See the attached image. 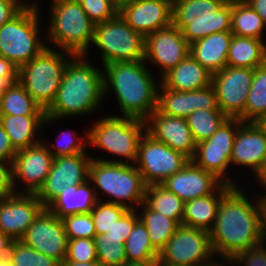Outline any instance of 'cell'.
Returning a JSON list of instances; mask_svg holds the SVG:
<instances>
[{
  "label": "cell",
  "instance_id": "e575fe53",
  "mask_svg": "<svg viewBox=\"0 0 266 266\" xmlns=\"http://www.w3.org/2000/svg\"><path fill=\"white\" fill-rule=\"evenodd\" d=\"M124 247L129 263L156 261L159 256V252L150 243L147 228L140 219L135 223Z\"/></svg>",
  "mask_w": 266,
  "mask_h": 266
},
{
  "label": "cell",
  "instance_id": "8fae6325",
  "mask_svg": "<svg viewBox=\"0 0 266 266\" xmlns=\"http://www.w3.org/2000/svg\"><path fill=\"white\" fill-rule=\"evenodd\" d=\"M144 133L138 145L136 162L139 165L136 168L146 186L162 184L168 177L181 171L190 159Z\"/></svg>",
  "mask_w": 266,
  "mask_h": 266
},
{
  "label": "cell",
  "instance_id": "836d02e7",
  "mask_svg": "<svg viewBox=\"0 0 266 266\" xmlns=\"http://www.w3.org/2000/svg\"><path fill=\"white\" fill-rule=\"evenodd\" d=\"M141 222L147 228L148 237L152 246L159 252L176 232L180 224L161 213L152 210L147 204Z\"/></svg>",
  "mask_w": 266,
  "mask_h": 266
},
{
  "label": "cell",
  "instance_id": "7402d4cb",
  "mask_svg": "<svg viewBox=\"0 0 266 266\" xmlns=\"http://www.w3.org/2000/svg\"><path fill=\"white\" fill-rule=\"evenodd\" d=\"M153 123L146 127V133L153 139L162 142L173 150L183 153L190 160L196 150V143L193 139L187 120L179 117H171L160 113L157 109L149 115Z\"/></svg>",
  "mask_w": 266,
  "mask_h": 266
},
{
  "label": "cell",
  "instance_id": "f1b7e54d",
  "mask_svg": "<svg viewBox=\"0 0 266 266\" xmlns=\"http://www.w3.org/2000/svg\"><path fill=\"white\" fill-rule=\"evenodd\" d=\"M45 115H0V124L8 134L16 151L37 145L33 136L43 124Z\"/></svg>",
  "mask_w": 266,
  "mask_h": 266
},
{
  "label": "cell",
  "instance_id": "7c38bea8",
  "mask_svg": "<svg viewBox=\"0 0 266 266\" xmlns=\"http://www.w3.org/2000/svg\"><path fill=\"white\" fill-rule=\"evenodd\" d=\"M211 255L209 232L180 225L159 251L158 259L176 266H207L213 263Z\"/></svg>",
  "mask_w": 266,
  "mask_h": 266
},
{
  "label": "cell",
  "instance_id": "83f0119b",
  "mask_svg": "<svg viewBox=\"0 0 266 266\" xmlns=\"http://www.w3.org/2000/svg\"><path fill=\"white\" fill-rule=\"evenodd\" d=\"M231 187L232 185L223 183L216 190L219 191V197L211 194L184 202L182 225L210 232L213 228L210 223L215 224L220 200Z\"/></svg>",
  "mask_w": 266,
  "mask_h": 266
},
{
  "label": "cell",
  "instance_id": "681fc988",
  "mask_svg": "<svg viewBox=\"0 0 266 266\" xmlns=\"http://www.w3.org/2000/svg\"><path fill=\"white\" fill-rule=\"evenodd\" d=\"M68 136H65L66 137L65 144L63 145L59 144L58 146L56 145L57 148L55 151H51L49 149V152L54 156V158L59 157V156H73L79 153H85V149L83 145L86 141H83V140L81 141L80 139L78 143H75L72 139H70L71 136L69 138Z\"/></svg>",
  "mask_w": 266,
  "mask_h": 266
},
{
  "label": "cell",
  "instance_id": "6f0895ef",
  "mask_svg": "<svg viewBox=\"0 0 266 266\" xmlns=\"http://www.w3.org/2000/svg\"><path fill=\"white\" fill-rule=\"evenodd\" d=\"M123 266H155V261H145V262H138V263L126 262Z\"/></svg>",
  "mask_w": 266,
  "mask_h": 266
},
{
  "label": "cell",
  "instance_id": "ffe728a7",
  "mask_svg": "<svg viewBox=\"0 0 266 266\" xmlns=\"http://www.w3.org/2000/svg\"><path fill=\"white\" fill-rule=\"evenodd\" d=\"M164 93L159 94L157 110L167 116L186 119L195 110H220L213 85L200 90L175 91L161 87Z\"/></svg>",
  "mask_w": 266,
  "mask_h": 266
},
{
  "label": "cell",
  "instance_id": "e0dca14e",
  "mask_svg": "<svg viewBox=\"0 0 266 266\" xmlns=\"http://www.w3.org/2000/svg\"><path fill=\"white\" fill-rule=\"evenodd\" d=\"M43 209L36 194L15 193L1 198L0 230L13 241H19Z\"/></svg>",
  "mask_w": 266,
  "mask_h": 266
},
{
  "label": "cell",
  "instance_id": "1f68e13d",
  "mask_svg": "<svg viewBox=\"0 0 266 266\" xmlns=\"http://www.w3.org/2000/svg\"><path fill=\"white\" fill-rule=\"evenodd\" d=\"M266 22L244 0H232L231 32L233 35L260 39Z\"/></svg>",
  "mask_w": 266,
  "mask_h": 266
},
{
  "label": "cell",
  "instance_id": "9f6ffc18",
  "mask_svg": "<svg viewBox=\"0 0 266 266\" xmlns=\"http://www.w3.org/2000/svg\"><path fill=\"white\" fill-rule=\"evenodd\" d=\"M256 175L257 178L262 182V184L266 186V161Z\"/></svg>",
  "mask_w": 266,
  "mask_h": 266
},
{
  "label": "cell",
  "instance_id": "91938a15",
  "mask_svg": "<svg viewBox=\"0 0 266 266\" xmlns=\"http://www.w3.org/2000/svg\"><path fill=\"white\" fill-rule=\"evenodd\" d=\"M256 123L266 134V115L261 117Z\"/></svg>",
  "mask_w": 266,
  "mask_h": 266
},
{
  "label": "cell",
  "instance_id": "6125c7cd",
  "mask_svg": "<svg viewBox=\"0 0 266 266\" xmlns=\"http://www.w3.org/2000/svg\"><path fill=\"white\" fill-rule=\"evenodd\" d=\"M155 266H176V265H172V264H169V263H165V262L157 259L155 261Z\"/></svg>",
  "mask_w": 266,
  "mask_h": 266
},
{
  "label": "cell",
  "instance_id": "ee69618b",
  "mask_svg": "<svg viewBox=\"0 0 266 266\" xmlns=\"http://www.w3.org/2000/svg\"><path fill=\"white\" fill-rule=\"evenodd\" d=\"M134 209H129L115 224L102 234L103 238L121 239V243H125L132 232L135 223L139 217L134 214Z\"/></svg>",
  "mask_w": 266,
  "mask_h": 266
},
{
  "label": "cell",
  "instance_id": "680465c9",
  "mask_svg": "<svg viewBox=\"0 0 266 266\" xmlns=\"http://www.w3.org/2000/svg\"><path fill=\"white\" fill-rule=\"evenodd\" d=\"M111 1L118 9H120L123 5L128 4L134 0H111Z\"/></svg>",
  "mask_w": 266,
  "mask_h": 266
},
{
  "label": "cell",
  "instance_id": "ab89813d",
  "mask_svg": "<svg viewBox=\"0 0 266 266\" xmlns=\"http://www.w3.org/2000/svg\"><path fill=\"white\" fill-rule=\"evenodd\" d=\"M96 205V208L94 207L91 211L96 235L107 233V230L129 210L126 206L109 203L108 201L102 203V205H99V202H97Z\"/></svg>",
  "mask_w": 266,
  "mask_h": 266
},
{
  "label": "cell",
  "instance_id": "5bb4252c",
  "mask_svg": "<svg viewBox=\"0 0 266 266\" xmlns=\"http://www.w3.org/2000/svg\"><path fill=\"white\" fill-rule=\"evenodd\" d=\"M242 123L239 118H228L209 139L196 144L195 154L191 159L196 166L213 173L221 182L232 186L235 184L228 179H222L230 164L235 134ZM232 125L237 127L236 130Z\"/></svg>",
  "mask_w": 266,
  "mask_h": 266
},
{
  "label": "cell",
  "instance_id": "277c9868",
  "mask_svg": "<svg viewBox=\"0 0 266 266\" xmlns=\"http://www.w3.org/2000/svg\"><path fill=\"white\" fill-rule=\"evenodd\" d=\"M232 0H172V25L189 44L231 31Z\"/></svg>",
  "mask_w": 266,
  "mask_h": 266
},
{
  "label": "cell",
  "instance_id": "cb8c5ba5",
  "mask_svg": "<svg viewBox=\"0 0 266 266\" xmlns=\"http://www.w3.org/2000/svg\"><path fill=\"white\" fill-rule=\"evenodd\" d=\"M265 161V132L256 122H243L235 134L230 163L250 166L257 174Z\"/></svg>",
  "mask_w": 266,
  "mask_h": 266
},
{
  "label": "cell",
  "instance_id": "b9f144b4",
  "mask_svg": "<svg viewBox=\"0 0 266 266\" xmlns=\"http://www.w3.org/2000/svg\"><path fill=\"white\" fill-rule=\"evenodd\" d=\"M64 261L79 263L98 261L94 238L68 239L67 255Z\"/></svg>",
  "mask_w": 266,
  "mask_h": 266
},
{
  "label": "cell",
  "instance_id": "52a82bcc",
  "mask_svg": "<svg viewBox=\"0 0 266 266\" xmlns=\"http://www.w3.org/2000/svg\"><path fill=\"white\" fill-rule=\"evenodd\" d=\"M89 179L92 180L103 192L114 197L115 203L134 209L132 206L124 204L122 200L137 203L138 205L145 200L146 184L141 173L136 166L122 161H108L92 159L89 165Z\"/></svg>",
  "mask_w": 266,
  "mask_h": 266
},
{
  "label": "cell",
  "instance_id": "9c48e42d",
  "mask_svg": "<svg viewBox=\"0 0 266 266\" xmlns=\"http://www.w3.org/2000/svg\"><path fill=\"white\" fill-rule=\"evenodd\" d=\"M101 49L103 65L144 61L145 38L133 30L118 13L95 26L93 42Z\"/></svg>",
  "mask_w": 266,
  "mask_h": 266
},
{
  "label": "cell",
  "instance_id": "ba28073f",
  "mask_svg": "<svg viewBox=\"0 0 266 266\" xmlns=\"http://www.w3.org/2000/svg\"><path fill=\"white\" fill-rule=\"evenodd\" d=\"M38 22L36 6L29 4L3 24L0 27V56L18 68L36 57L47 47L37 37Z\"/></svg>",
  "mask_w": 266,
  "mask_h": 266
},
{
  "label": "cell",
  "instance_id": "db71d44e",
  "mask_svg": "<svg viewBox=\"0 0 266 266\" xmlns=\"http://www.w3.org/2000/svg\"><path fill=\"white\" fill-rule=\"evenodd\" d=\"M61 266H102L98 261L79 263L76 261H63Z\"/></svg>",
  "mask_w": 266,
  "mask_h": 266
},
{
  "label": "cell",
  "instance_id": "94428289",
  "mask_svg": "<svg viewBox=\"0 0 266 266\" xmlns=\"http://www.w3.org/2000/svg\"><path fill=\"white\" fill-rule=\"evenodd\" d=\"M0 266H12V264L8 258H2L0 259Z\"/></svg>",
  "mask_w": 266,
  "mask_h": 266
},
{
  "label": "cell",
  "instance_id": "d4e9b609",
  "mask_svg": "<svg viewBox=\"0 0 266 266\" xmlns=\"http://www.w3.org/2000/svg\"><path fill=\"white\" fill-rule=\"evenodd\" d=\"M212 73L190 54L162 76V85L175 91L200 90L211 85Z\"/></svg>",
  "mask_w": 266,
  "mask_h": 266
},
{
  "label": "cell",
  "instance_id": "3957f363",
  "mask_svg": "<svg viewBox=\"0 0 266 266\" xmlns=\"http://www.w3.org/2000/svg\"><path fill=\"white\" fill-rule=\"evenodd\" d=\"M144 64L143 61H133L104 66L107 73L103 78L104 93L108 86H112L124 117L145 120L157 109L158 85Z\"/></svg>",
  "mask_w": 266,
  "mask_h": 266
},
{
  "label": "cell",
  "instance_id": "f907efd6",
  "mask_svg": "<svg viewBox=\"0 0 266 266\" xmlns=\"http://www.w3.org/2000/svg\"><path fill=\"white\" fill-rule=\"evenodd\" d=\"M16 150L13 148L10 138L2 125L0 124V161L12 164L15 158Z\"/></svg>",
  "mask_w": 266,
  "mask_h": 266
},
{
  "label": "cell",
  "instance_id": "44dd1931",
  "mask_svg": "<svg viewBox=\"0 0 266 266\" xmlns=\"http://www.w3.org/2000/svg\"><path fill=\"white\" fill-rule=\"evenodd\" d=\"M54 156L42 142L16 152L13 161V179L27 183L25 193L37 194L50 172Z\"/></svg>",
  "mask_w": 266,
  "mask_h": 266
},
{
  "label": "cell",
  "instance_id": "11a10c76",
  "mask_svg": "<svg viewBox=\"0 0 266 266\" xmlns=\"http://www.w3.org/2000/svg\"><path fill=\"white\" fill-rule=\"evenodd\" d=\"M262 208L263 236L266 237V195L260 200Z\"/></svg>",
  "mask_w": 266,
  "mask_h": 266
},
{
  "label": "cell",
  "instance_id": "ac0fdd59",
  "mask_svg": "<svg viewBox=\"0 0 266 266\" xmlns=\"http://www.w3.org/2000/svg\"><path fill=\"white\" fill-rule=\"evenodd\" d=\"M144 60H151L163 68V75L174 68L187 55L190 44L182 31L171 25L145 37Z\"/></svg>",
  "mask_w": 266,
  "mask_h": 266
},
{
  "label": "cell",
  "instance_id": "74e56055",
  "mask_svg": "<svg viewBox=\"0 0 266 266\" xmlns=\"http://www.w3.org/2000/svg\"><path fill=\"white\" fill-rule=\"evenodd\" d=\"M15 266H61L47 255L26 246L22 241H13L7 257Z\"/></svg>",
  "mask_w": 266,
  "mask_h": 266
},
{
  "label": "cell",
  "instance_id": "9a60e30c",
  "mask_svg": "<svg viewBox=\"0 0 266 266\" xmlns=\"http://www.w3.org/2000/svg\"><path fill=\"white\" fill-rule=\"evenodd\" d=\"M20 241L60 264L66 259L68 237L63 221L46 208L33 220Z\"/></svg>",
  "mask_w": 266,
  "mask_h": 266
},
{
  "label": "cell",
  "instance_id": "f35d334b",
  "mask_svg": "<svg viewBox=\"0 0 266 266\" xmlns=\"http://www.w3.org/2000/svg\"><path fill=\"white\" fill-rule=\"evenodd\" d=\"M98 262L102 266H123L127 262L124 244L121 239L94 237Z\"/></svg>",
  "mask_w": 266,
  "mask_h": 266
},
{
  "label": "cell",
  "instance_id": "f5cc1de1",
  "mask_svg": "<svg viewBox=\"0 0 266 266\" xmlns=\"http://www.w3.org/2000/svg\"><path fill=\"white\" fill-rule=\"evenodd\" d=\"M13 240L0 230V259L7 258Z\"/></svg>",
  "mask_w": 266,
  "mask_h": 266
},
{
  "label": "cell",
  "instance_id": "7dc6e473",
  "mask_svg": "<svg viewBox=\"0 0 266 266\" xmlns=\"http://www.w3.org/2000/svg\"><path fill=\"white\" fill-rule=\"evenodd\" d=\"M4 164L5 162L0 161V199L16 193L14 192L13 164H9V167Z\"/></svg>",
  "mask_w": 266,
  "mask_h": 266
},
{
  "label": "cell",
  "instance_id": "2e32d148",
  "mask_svg": "<svg viewBox=\"0 0 266 266\" xmlns=\"http://www.w3.org/2000/svg\"><path fill=\"white\" fill-rule=\"evenodd\" d=\"M91 160L85 153L55 157L44 185L36 194L43 207L46 208L67 187L88 181Z\"/></svg>",
  "mask_w": 266,
  "mask_h": 266
},
{
  "label": "cell",
  "instance_id": "4dcf8cb0",
  "mask_svg": "<svg viewBox=\"0 0 266 266\" xmlns=\"http://www.w3.org/2000/svg\"><path fill=\"white\" fill-rule=\"evenodd\" d=\"M0 115H45V111L17 80L0 95Z\"/></svg>",
  "mask_w": 266,
  "mask_h": 266
},
{
  "label": "cell",
  "instance_id": "484cf974",
  "mask_svg": "<svg viewBox=\"0 0 266 266\" xmlns=\"http://www.w3.org/2000/svg\"><path fill=\"white\" fill-rule=\"evenodd\" d=\"M233 33H213L190 44L189 54L212 74L227 66V55Z\"/></svg>",
  "mask_w": 266,
  "mask_h": 266
},
{
  "label": "cell",
  "instance_id": "f6af8a7d",
  "mask_svg": "<svg viewBox=\"0 0 266 266\" xmlns=\"http://www.w3.org/2000/svg\"><path fill=\"white\" fill-rule=\"evenodd\" d=\"M262 245L261 243L255 247L243 250L228 261L231 262L230 264H232V262L236 264L238 262H244L246 266H266V249L264 250Z\"/></svg>",
  "mask_w": 266,
  "mask_h": 266
},
{
  "label": "cell",
  "instance_id": "d6a6232c",
  "mask_svg": "<svg viewBox=\"0 0 266 266\" xmlns=\"http://www.w3.org/2000/svg\"><path fill=\"white\" fill-rule=\"evenodd\" d=\"M144 203L152 210L182 225L184 202L162 184L146 186Z\"/></svg>",
  "mask_w": 266,
  "mask_h": 266
},
{
  "label": "cell",
  "instance_id": "7bdbcfd3",
  "mask_svg": "<svg viewBox=\"0 0 266 266\" xmlns=\"http://www.w3.org/2000/svg\"><path fill=\"white\" fill-rule=\"evenodd\" d=\"M90 20L95 24L114 18L119 9L111 0H77Z\"/></svg>",
  "mask_w": 266,
  "mask_h": 266
},
{
  "label": "cell",
  "instance_id": "60d3db41",
  "mask_svg": "<svg viewBox=\"0 0 266 266\" xmlns=\"http://www.w3.org/2000/svg\"><path fill=\"white\" fill-rule=\"evenodd\" d=\"M61 220L68 239L94 238L96 236L91 212L66 216Z\"/></svg>",
  "mask_w": 266,
  "mask_h": 266
},
{
  "label": "cell",
  "instance_id": "5b68a950",
  "mask_svg": "<svg viewBox=\"0 0 266 266\" xmlns=\"http://www.w3.org/2000/svg\"><path fill=\"white\" fill-rule=\"evenodd\" d=\"M49 41L74 55H85L93 42L95 24L77 0H53Z\"/></svg>",
  "mask_w": 266,
  "mask_h": 266
},
{
  "label": "cell",
  "instance_id": "8992f818",
  "mask_svg": "<svg viewBox=\"0 0 266 266\" xmlns=\"http://www.w3.org/2000/svg\"><path fill=\"white\" fill-rule=\"evenodd\" d=\"M45 47L36 57L18 68V81L46 111L55 100L69 59Z\"/></svg>",
  "mask_w": 266,
  "mask_h": 266
},
{
  "label": "cell",
  "instance_id": "d6986e66",
  "mask_svg": "<svg viewBox=\"0 0 266 266\" xmlns=\"http://www.w3.org/2000/svg\"><path fill=\"white\" fill-rule=\"evenodd\" d=\"M144 38L172 25V0H134L118 12Z\"/></svg>",
  "mask_w": 266,
  "mask_h": 266
},
{
  "label": "cell",
  "instance_id": "f546056e",
  "mask_svg": "<svg viewBox=\"0 0 266 266\" xmlns=\"http://www.w3.org/2000/svg\"><path fill=\"white\" fill-rule=\"evenodd\" d=\"M266 63V45L255 38L233 35L227 55V66L255 69Z\"/></svg>",
  "mask_w": 266,
  "mask_h": 266
},
{
  "label": "cell",
  "instance_id": "6da1fadb",
  "mask_svg": "<svg viewBox=\"0 0 266 266\" xmlns=\"http://www.w3.org/2000/svg\"><path fill=\"white\" fill-rule=\"evenodd\" d=\"M213 253L231 260L237 253L264 243L262 208L247 200L236 186L221 198L216 221L209 232Z\"/></svg>",
  "mask_w": 266,
  "mask_h": 266
},
{
  "label": "cell",
  "instance_id": "c3c4849f",
  "mask_svg": "<svg viewBox=\"0 0 266 266\" xmlns=\"http://www.w3.org/2000/svg\"><path fill=\"white\" fill-rule=\"evenodd\" d=\"M25 6L17 0H0V27L15 17Z\"/></svg>",
  "mask_w": 266,
  "mask_h": 266
},
{
  "label": "cell",
  "instance_id": "30bf717a",
  "mask_svg": "<svg viewBox=\"0 0 266 266\" xmlns=\"http://www.w3.org/2000/svg\"><path fill=\"white\" fill-rule=\"evenodd\" d=\"M147 121L133 117L110 116L101 119L87 133L91 145L120 155L136 163L142 127ZM144 124V125H143Z\"/></svg>",
  "mask_w": 266,
  "mask_h": 266
},
{
  "label": "cell",
  "instance_id": "816d5d0a",
  "mask_svg": "<svg viewBox=\"0 0 266 266\" xmlns=\"http://www.w3.org/2000/svg\"><path fill=\"white\" fill-rule=\"evenodd\" d=\"M266 22V0H244Z\"/></svg>",
  "mask_w": 266,
  "mask_h": 266
},
{
  "label": "cell",
  "instance_id": "7a4b0ae2",
  "mask_svg": "<svg viewBox=\"0 0 266 266\" xmlns=\"http://www.w3.org/2000/svg\"><path fill=\"white\" fill-rule=\"evenodd\" d=\"M82 57L74 55V61L71 58L68 61L55 100L45 111L43 123L61 116L92 112L101 102L104 96V75L83 61Z\"/></svg>",
  "mask_w": 266,
  "mask_h": 266
},
{
  "label": "cell",
  "instance_id": "be15d7a7",
  "mask_svg": "<svg viewBox=\"0 0 266 266\" xmlns=\"http://www.w3.org/2000/svg\"><path fill=\"white\" fill-rule=\"evenodd\" d=\"M207 266H222V265H221V264L217 265V264H216V262H215V264H214V263H212V264H210V265H207Z\"/></svg>",
  "mask_w": 266,
  "mask_h": 266
},
{
  "label": "cell",
  "instance_id": "d590c367",
  "mask_svg": "<svg viewBox=\"0 0 266 266\" xmlns=\"http://www.w3.org/2000/svg\"><path fill=\"white\" fill-rule=\"evenodd\" d=\"M264 115H266V63L254 69L245 106V123L257 122Z\"/></svg>",
  "mask_w": 266,
  "mask_h": 266
},
{
  "label": "cell",
  "instance_id": "603a6c76",
  "mask_svg": "<svg viewBox=\"0 0 266 266\" xmlns=\"http://www.w3.org/2000/svg\"><path fill=\"white\" fill-rule=\"evenodd\" d=\"M222 184L213 173L196 166L191 160L162 183L183 202L211 195Z\"/></svg>",
  "mask_w": 266,
  "mask_h": 266
},
{
  "label": "cell",
  "instance_id": "bcb514c9",
  "mask_svg": "<svg viewBox=\"0 0 266 266\" xmlns=\"http://www.w3.org/2000/svg\"><path fill=\"white\" fill-rule=\"evenodd\" d=\"M17 80L18 67H16L10 60L0 56V95Z\"/></svg>",
  "mask_w": 266,
  "mask_h": 266
},
{
  "label": "cell",
  "instance_id": "4fadbf2b",
  "mask_svg": "<svg viewBox=\"0 0 266 266\" xmlns=\"http://www.w3.org/2000/svg\"><path fill=\"white\" fill-rule=\"evenodd\" d=\"M254 69L226 66L212 74L219 109L228 118L245 122V106L252 84Z\"/></svg>",
  "mask_w": 266,
  "mask_h": 266
},
{
  "label": "cell",
  "instance_id": "8d00e7d4",
  "mask_svg": "<svg viewBox=\"0 0 266 266\" xmlns=\"http://www.w3.org/2000/svg\"><path fill=\"white\" fill-rule=\"evenodd\" d=\"M227 119L221 110L206 109L195 110L186 118L196 144L209 139Z\"/></svg>",
  "mask_w": 266,
  "mask_h": 266
},
{
  "label": "cell",
  "instance_id": "4316f807",
  "mask_svg": "<svg viewBox=\"0 0 266 266\" xmlns=\"http://www.w3.org/2000/svg\"><path fill=\"white\" fill-rule=\"evenodd\" d=\"M88 181L82 185H72L63 190L46 209L62 219L78 213H90L99 198L94 188H89ZM95 191V193H93Z\"/></svg>",
  "mask_w": 266,
  "mask_h": 266
}]
</instances>
